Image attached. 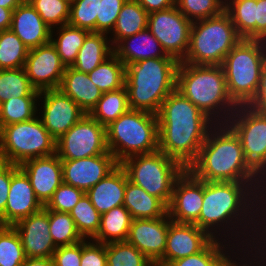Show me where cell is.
<instances>
[{
	"label": "cell",
	"mask_w": 266,
	"mask_h": 266,
	"mask_svg": "<svg viewBox=\"0 0 266 266\" xmlns=\"http://www.w3.org/2000/svg\"><path fill=\"white\" fill-rule=\"evenodd\" d=\"M38 111L37 115L55 140L86 114L72 98L58 88L40 91Z\"/></svg>",
	"instance_id": "cell-14"
},
{
	"label": "cell",
	"mask_w": 266,
	"mask_h": 266,
	"mask_svg": "<svg viewBox=\"0 0 266 266\" xmlns=\"http://www.w3.org/2000/svg\"><path fill=\"white\" fill-rule=\"evenodd\" d=\"M178 65L174 57L149 58L127 65L129 108L157 115L162 102L176 89Z\"/></svg>",
	"instance_id": "cell-5"
},
{
	"label": "cell",
	"mask_w": 266,
	"mask_h": 266,
	"mask_svg": "<svg viewBox=\"0 0 266 266\" xmlns=\"http://www.w3.org/2000/svg\"><path fill=\"white\" fill-rule=\"evenodd\" d=\"M21 266H54L52 258H26Z\"/></svg>",
	"instance_id": "cell-57"
},
{
	"label": "cell",
	"mask_w": 266,
	"mask_h": 266,
	"mask_svg": "<svg viewBox=\"0 0 266 266\" xmlns=\"http://www.w3.org/2000/svg\"><path fill=\"white\" fill-rule=\"evenodd\" d=\"M56 153V140L37 115L32 120L0 129V160L20 165L26 160Z\"/></svg>",
	"instance_id": "cell-10"
},
{
	"label": "cell",
	"mask_w": 266,
	"mask_h": 266,
	"mask_svg": "<svg viewBox=\"0 0 266 266\" xmlns=\"http://www.w3.org/2000/svg\"><path fill=\"white\" fill-rule=\"evenodd\" d=\"M247 106L255 111L266 113V61L262 67L258 90Z\"/></svg>",
	"instance_id": "cell-52"
},
{
	"label": "cell",
	"mask_w": 266,
	"mask_h": 266,
	"mask_svg": "<svg viewBox=\"0 0 266 266\" xmlns=\"http://www.w3.org/2000/svg\"><path fill=\"white\" fill-rule=\"evenodd\" d=\"M126 184L127 174L123 167L118 164L85 194L90 198L96 210L103 214L123 205Z\"/></svg>",
	"instance_id": "cell-24"
},
{
	"label": "cell",
	"mask_w": 266,
	"mask_h": 266,
	"mask_svg": "<svg viewBox=\"0 0 266 266\" xmlns=\"http://www.w3.org/2000/svg\"><path fill=\"white\" fill-rule=\"evenodd\" d=\"M171 221L168 213L155 219H133L126 241L156 265L163 258Z\"/></svg>",
	"instance_id": "cell-17"
},
{
	"label": "cell",
	"mask_w": 266,
	"mask_h": 266,
	"mask_svg": "<svg viewBox=\"0 0 266 266\" xmlns=\"http://www.w3.org/2000/svg\"><path fill=\"white\" fill-rule=\"evenodd\" d=\"M204 181L197 179L188 169L176 180L167 213L178 223H195L203 205Z\"/></svg>",
	"instance_id": "cell-15"
},
{
	"label": "cell",
	"mask_w": 266,
	"mask_h": 266,
	"mask_svg": "<svg viewBox=\"0 0 266 266\" xmlns=\"http://www.w3.org/2000/svg\"><path fill=\"white\" fill-rule=\"evenodd\" d=\"M81 256L82 241L70 246L57 247L52 259L54 266H80Z\"/></svg>",
	"instance_id": "cell-50"
},
{
	"label": "cell",
	"mask_w": 266,
	"mask_h": 266,
	"mask_svg": "<svg viewBox=\"0 0 266 266\" xmlns=\"http://www.w3.org/2000/svg\"><path fill=\"white\" fill-rule=\"evenodd\" d=\"M26 258L15 228L0 225V266H21Z\"/></svg>",
	"instance_id": "cell-42"
},
{
	"label": "cell",
	"mask_w": 266,
	"mask_h": 266,
	"mask_svg": "<svg viewBox=\"0 0 266 266\" xmlns=\"http://www.w3.org/2000/svg\"><path fill=\"white\" fill-rule=\"evenodd\" d=\"M27 258H52L57 249L49 231L48 209L43 207L13 225Z\"/></svg>",
	"instance_id": "cell-20"
},
{
	"label": "cell",
	"mask_w": 266,
	"mask_h": 266,
	"mask_svg": "<svg viewBox=\"0 0 266 266\" xmlns=\"http://www.w3.org/2000/svg\"><path fill=\"white\" fill-rule=\"evenodd\" d=\"M13 10L0 6V31L9 30L12 21Z\"/></svg>",
	"instance_id": "cell-56"
},
{
	"label": "cell",
	"mask_w": 266,
	"mask_h": 266,
	"mask_svg": "<svg viewBox=\"0 0 266 266\" xmlns=\"http://www.w3.org/2000/svg\"><path fill=\"white\" fill-rule=\"evenodd\" d=\"M257 0H227L225 11L242 39L256 40V13Z\"/></svg>",
	"instance_id": "cell-35"
},
{
	"label": "cell",
	"mask_w": 266,
	"mask_h": 266,
	"mask_svg": "<svg viewBox=\"0 0 266 266\" xmlns=\"http://www.w3.org/2000/svg\"><path fill=\"white\" fill-rule=\"evenodd\" d=\"M157 117L159 150L187 169L215 123L176 89L162 102Z\"/></svg>",
	"instance_id": "cell-2"
},
{
	"label": "cell",
	"mask_w": 266,
	"mask_h": 266,
	"mask_svg": "<svg viewBox=\"0 0 266 266\" xmlns=\"http://www.w3.org/2000/svg\"><path fill=\"white\" fill-rule=\"evenodd\" d=\"M84 194L83 190L63 182L44 207L48 210L70 213Z\"/></svg>",
	"instance_id": "cell-47"
},
{
	"label": "cell",
	"mask_w": 266,
	"mask_h": 266,
	"mask_svg": "<svg viewBox=\"0 0 266 266\" xmlns=\"http://www.w3.org/2000/svg\"><path fill=\"white\" fill-rule=\"evenodd\" d=\"M31 85L38 91L59 88L65 65L51 42L28 51L24 65Z\"/></svg>",
	"instance_id": "cell-16"
},
{
	"label": "cell",
	"mask_w": 266,
	"mask_h": 266,
	"mask_svg": "<svg viewBox=\"0 0 266 266\" xmlns=\"http://www.w3.org/2000/svg\"><path fill=\"white\" fill-rule=\"evenodd\" d=\"M127 0H99V16L96 32L110 35L115 27L119 12Z\"/></svg>",
	"instance_id": "cell-48"
},
{
	"label": "cell",
	"mask_w": 266,
	"mask_h": 266,
	"mask_svg": "<svg viewBox=\"0 0 266 266\" xmlns=\"http://www.w3.org/2000/svg\"><path fill=\"white\" fill-rule=\"evenodd\" d=\"M107 151L106 127L89 114L56 140V154L61 160L88 158Z\"/></svg>",
	"instance_id": "cell-12"
},
{
	"label": "cell",
	"mask_w": 266,
	"mask_h": 266,
	"mask_svg": "<svg viewBox=\"0 0 266 266\" xmlns=\"http://www.w3.org/2000/svg\"><path fill=\"white\" fill-rule=\"evenodd\" d=\"M214 238L193 223L171 221L163 258L155 266H167L174 260L202 251Z\"/></svg>",
	"instance_id": "cell-18"
},
{
	"label": "cell",
	"mask_w": 266,
	"mask_h": 266,
	"mask_svg": "<svg viewBox=\"0 0 266 266\" xmlns=\"http://www.w3.org/2000/svg\"><path fill=\"white\" fill-rule=\"evenodd\" d=\"M192 21L176 6L148 14L147 29L167 55L182 61L189 49Z\"/></svg>",
	"instance_id": "cell-13"
},
{
	"label": "cell",
	"mask_w": 266,
	"mask_h": 266,
	"mask_svg": "<svg viewBox=\"0 0 266 266\" xmlns=\"http://www.w3.org/2000/svg\"><path fill=\"white\" fill-rule=\"evenodd\" d=\"M239 249L230 242L214 238L202 251L174 260L167 266H227Z\"/></svg>",
	"instance_id": "cell-29"
},
{
	"label": "cell",
	"mask_w": 266,
	"mask_h": 266,
	"mask_svg": "<svg viewBox=\"0 0 266 266\" xmlns=\"http://www.w3.org/2000/svg\"><path fill=\"white\" fill-rule=\"evenodd\" d=\"M61 162L63 182L85 193L119 164L109 151L88 158Z\"/></svg>",
	"instance_id": "cell-19"
},
{
	"label": "cell",
	"mask_w": 266,
	"mask_h": 266,
	"mask_svg": "<svg viewBox=\"0 0 266 266\" xmlns=\"http://www.w3.org/2000/svg\"><path fill=\"white\" fill-rule=\"evenodd\" d=\"M148 13L136 0H127L109 36L114 48L122 39L147 29ZM113 36V37H112Z\"/></svg>",
	"instance_id": "cell-30"
},
{
	"label": "cell",
	"mask_w": 266,
	"mask_h": 266,
	"mask_svg": "<svg viewBox=\"0 0 266 266\" xmlns=\"http://www.w3.org/2000/svg\"><path fill=\"white\" fill-rule=\"evenodd\" d=\"M21 3H30L32 0H19Z\"/></svg>",
	"instance_id": "cell-59"
},
{
	"label": "cell",
	"mask_w": 266,
	"mask_h": 266,
	"mask_svg": "<svg viewBox=\"0 0 266 266\" xmlns=\"http://www.w3.org/2000/svg\"><path fill=\"white\" fill-rule=\"evenodd\" d=\"M89 33L90 31L86 29L73 27L69 24L51 29L50 42L56 48L65 67H71L74 64L78 51Z\"/></svg>",
	"instance_id": "cell-32"
},
{
	"label": "cell",
	"mask_w": 266,
	"mask_h": 266,
	"mask_svg": "<svg viewBox=\"0 0 266 266\" xmlns=\"http://www.w3.org/2000/svg\"><path fill=\"white\" fill-rule=\"evenodd\" d=\"M88 76L103 93L114 91L125 86L126 66L113 53Z\"/></svg>",
	"instance_id": "cell-34"
},
{
	"label": "cell",
	"mask_w": 266,
	"mask_h": 266,
	"mask_svg": "<svg viewBox=\"0 0 266 266\" xmlns=\"http://www.w3.org/2000/svg\"><path fill=\"white\" fill-rule=\"evenodd\" d=\"M266 61V41L241 39L226 55L224 71L230 98L239 106L247 105L255 96Z\"/></svg>",
	"instance_id": "cell-7"
},
{
	"label": "cell",
	"mask_w": 266,
	"mask_h": 266,
	"mask_svg": "<svg viewBox=\"0 0 266 266\" xmlns=\"http://www.w3.org/2000/svg\"><path fill=\"white\" fill-rule=\"evenodd\" d=\"M229 266H266V260L258 258L249 249H239L230 259Z\"/></svg>",
	"instance_id": "cell-53"
},
{
	"label": "cell",
	"mask_w": 266,
	"mask_h": 266,
	"mask_svg": "<svg viewBox=\"0 0 266 266\" xmlns=\"http://www.w3.org/2000/svg\"><path fill=\"white\" fill-rule=\"evenodd\" d=\"M126 87L104 92L89 115L103 126H108L129 110Z\"/></svg>",
	"instance_id": "cell-33"
},
{
	"label": "cell",
	"mask_w": 266,
	"mask_h": 266,
	"mask_svg": "<svg viewBox=\"0 0 266 266\" xmlns=\"http://www.w3.org/2000/svg\"><path fill=\"white\" fill-rule=\"evenodd\" d=\"M89 114L96 106L103 92L90 80L88 74L66 67L59 88Z\"/></svg>",
	"instance_id": "cell-26"
},
{
	"label": "cell",
	"mask_w": 266,
	"mask_h": 266,
	"mask_svg": "<svg viewBox=\"0 0 266 266\" xmlns=\"http://www.w3.org/2000/svg\"><path fill=\"white\" fill-rule=\"evenodd\" d=\"M107 266H155L127 241L106 244Z\"/></svg>",
	"instance_id": "cell-41"
},
{
	"label": "cell",
	"mask_w": 266,
	"mask_h": 266,
	"mask_svg": "<svg viewBox=\"0 0 266 266\" xmlns=\"http://www.w3.org/2000/svg\"><path fill=\"white\" fill-rule=\"evenodd\" d=\"M11 163L0 160V225L4 226V211L10 191Z\"/></svg>",
	"instance_id": "cell-51"
},
{
	"label": "cell",
	"mask_w": 266,
	"mask_h": 266,
	"mask_svg": "<svg viewBox=\"0 0 266 266\" xmlns=\"http://www.w3.org/2000/svg\"><path fill=\"white\" fill-rule=\"evenodd\" d=\"M149 14L175 6V0H136Z\"/></svg>",
	"instance_id": "cell-55"
},
{
	"label": "cell",
	"mask_w": 266,
	"mask_h": 266,
	"mask_svg": "<svg viewBox=\"0 0 266 266\" xmlns=\"http://www.w3.org/2000/svg\"><path fill=\"white\" fill-rule=\"evenodd\" d=\"M43 207L35 195L28 176L18 165L11 164V183L4 211V226H13Z\"/></svg>",
	"instance_id": "cell-21"
},
{
	"label": "cell",
	"mask_w": 266,
	"mask_h": 266,
	"mask_svg": "<svg viewBox=\"0 0 266 266\" xmlns=\"http://www.w3.org/2000/svg\"><path fill=\"white\" fill-rule=\"evenodd\" d=\"M20 4L21 2L19 0H0L1 7L11 10H14Z\"/></svg>",
	"instance_id": "cell-58"
},
{
	"label": "cell",
	"mask_w": 266,
	"mask_h": 266,
	"mask_svg": "<svg viewBox=\"0 0 266 266\" xmlns=\"http://www.w3.org/2000/svg\"><path fill=\"white\" fill-rule=\"evenodd\" d=\"M38 99L39 97H17L2 102L0 129L35 118L38 113Z\"/></svg>",
	"instance_id": "cell-37"
},
{
	"label": "cell",
	"mask_w": 266,
	"mask_h": 266,
	"mask_svg": "<svg viewBox=\"0 0 266 266\" xmlns=\"http://www.w3.org/2000/svg\"><path fill=\"white\" fill-rule=\"evenodd\" d=\"M255 20L256 40L266 41V0H257Z\"/></svg>",
	"instance_id": "cell-54"
},
{
	"label": "cell",
	"mask_w": 266,
	"mask_h": 266,
	"mask_svg": "<svg viewBox=\"0 0 266 266\" xmlns=\"http://www.w3.org/2000/svg\"><path fill=\"white\" fill-rule=\"evenodd\" d=\"M71 0H32L30 4L51 28L68 24Z\"/></svg>",
	"instance_id": "cell-43"
},
{
	"label": "cell",
	"mask_w": 266,
	"mask_h": 266,
	"mask_svg": "<svg viewBox=\"0 0 266 266\" xmlns=\"http://www.w3.org/2000/svg\"><path fill=\"white\" fill-rule=\"evenodd\" d=\"M1 106H2V102L0 101V114H1Z\"/></svg>",
	"instance_id": "cell-60"
},
{
	"label": "cell",
	"mask_w": 266,
	"mask_h": 266,
	"mask_svg": "<svg viewBox=\"0 0 266 266\" xmlns=\"http://www.w3.org/2000/svg\"><path fill=\"white\" fill-rule=\"evenodd\" d=\"M119 164L129 181L161 199L167 206L176 180L186 170L181 163L160 150L127 157Z\"/></svg>",
	"instance_id": "cell-9"
},
{
	"label": "cell",
	"mask_w": 266,
	"mask_h": 266,
	"mask_svg": "<svg viewBox=\"0 0 266 266\" xmlns=\"http://www.w3.org/2000/svg\"><path fill=\"white\" fill-rule=\"evenodd\" d=\"M10 30L29 50L48 44L51 39V28L30 3H21L13 10Z\"/></svg>",
	"instance_id": "cell-23"
},
{
	"label": "cell",
	"mask_w": 266,
	"mask_h": 266,
	"mask_svg": "<svg viewBox=\"0 0 266 266\" xmlns=\"http://www.w3.org/2000/svg\"><path fill=\"white\" fill-rule=\"evenodd\" d=\"M249 250L258 258L266 260V187L258 193L255 232Z\"/></svg>",
	"instance_id": "cell-46"
},
{
	"label": "cell",
	"mask_w": 266,
	"mask_h": 266,
	"mask_svg": "<svg viewBox=\"0 0 266 266\" xmlns=\"http://www.w3.org/2000/svg\"><path fill=\"white\" fill-rule=\"evenodd\" d=\"M175 6L192 22L219 15L225 10L224 0H175Z\"/></svg>",
	"instance_id": "cell-44"
},
{
	"label": "cell",
	"mask_w": 266,
	"mask_h": 266,
	"mask_svg": "<svg viewBox=\"0 0 266 266\" xmlns=\"http://www.w3.org/2000/svg\"><path fill=\"white\" fill-rule=\"evenodd\" d=\"M123 206L133 219H155L167 214L168 206L156 196L128 180Z\"/></svg>",
	"instance_id": "cell-27"
},
{
	"label": "cell",
	"mask_w": 266,
	"mask_h": 266,
	"mask_svg": "<svg viewBox=\"0 0 266 266\" xmlns=\"http://www.w3.org/2000/svg\"><path fill=\"white\" fill-rule=\"evenodd\" d=\"M80 266H107L106 244L92 239L82 240V256Z\"/></svg>",
	"instance_id": "cell-49"
},
{
	"label": "cell",
	"mask_w": 266,
	"mask_h": 266,
	"mask_svg": "<svg viewBox=\"0 0 266 266\" xmlns=\"http://www.w3.org/2000/svg\"><path fill=\"white\" fill-rule=\"evenodd\" d=\"M24 68L0 70V101L17 97H39Z\"/></svg>",
	"instance_id": "cell-36"
},
{
	"label": "cell",
	"mask_w": 266,
	"mask_h": 266,
	"mask_svg": "<svg viewBox=\"0 0 266 266\" xmlns=\"http://www.w3.org/2000/svg\"><path fill=\"white\" fill-rule=\"evenodd\" d=\"M113 49L125 66L149 58L172 57L148 29L122 39Z\"/></svg>",
	"instance_id": "cell-25"
},
{
	"label": "cell",
	"mask_w": 266,
	"mask_h": 266,
	"mask_svg": "<svg viewBox=\"0 0 266 266\" xmlns=\"http://www.w3.org/2000/svg\"><path fill=\"white\" fill-rule=\"evenodd\" d=\"M106 144L118 163L133 155L159 150L157 115L129 109L106 126Z\"/></svg>",
	"instance_id": "cell-6"
},
{
	"label": "cell",
	"mask_w": 266,
	"mask_h": 266,
	"mask_svg": "<svg viewBox=\"0 0 266 266\" xmlns=\"http://www.w3.org/2000/svg\"><path fill=\"white\" fill-rule=\"evenodd\" d=\"M19 167L28 176L37 199L45 206L63 183L61 159L55 153L26 160Z\"/></svg>",
	"instance_id": "cell-22"
},
{
	"label": "cell",
	"mask_w": 266,
	"mask_h": 266,
	"mask_svg": "<svg viewBox=\"0 0 266 266\" xmlns=\"http://www.w3.org/2000/svg\"><path fill=\"white\" fill-rule=\"evenodd\" d=\"M265 187L266 182L204 181L203 205L194 224L213 238L230 242L238 249H249L255 232L258 193Z\"/></svg>",
	"instance_id": "cell-1"
},
{
	"label": "cell",
	"mask_w": 266,
	"mask_h": 266,
	"mask_svg": "<svg viewBox=\"0 0 266 266\" xmlns=\"http://www.w3.org/2000/svg\"><path fill=\"white\" fill-rule=\"evenodd\" d=\"M176 90L215 124H226L237 104L230 98L224 71L218 65L179 62Z\"/></svg>",
	"instance_id": "cell-4"
},
{
	"label": "cell",
	"mask_w": 266,
	"mask_h": 266,
	"mask_svg": "<svg viewBox=\"0 0 266 266\" xmlns=\"http://www.w3.org/2000/svg\"><path fill=\"white\" fill-rule=\"evenodd\" d=\"M226 124L239 137L249 165L266 181V113L239 105Z\"/></svg>",
	"instance_id": "cell-11"
},
{
	"label": "cell",
	"mask_w": 266,
	"mask_h": 266,
	"mask_svg": "<svg viewBox=\"0 0 266 266\" xmlns=\"http://www.w3.org/2000/svg\"><path fill=\"white\" fill-rule=\"evenodd\" d=\"M76 229L83 239H93L100 228L101 214L84 194L77 205L70 211Z\"/></svg>",
	"instance_id": "cell-39"
},
{
	"label": "cell",
	"mask_w": 266,
	"mask_h": 266,
	"mask_svg": "<svg viewBox=\"0 0 266 266\" xmlns=\"http://www.w3.org/2000/svg\"><path fill=\"white\" fill-rule=\"evenodd\" d=\"M49 231L56 247L70 246L84 240L69 213L48 210Z\"/></svg>",
	"instance_id": "cell-40"
},
{
	"label": "cell",
	"mask_w": 266,
	"mask_h": 266,
	"mask_svg": "<svg viewBox=\"0 0 266 266\" xmlns=\"http://www.w3.org/2000/svg\"><path fill=\"white\" fill-rule=\"evenodd\" d=\"M242 38L229 14L194 21L190 31L189 49L181 61L193 65H218Z\"/></svg>",
	"instance_id": "cell-8"
},
{
	"label": "cell",
	"mask_w": 266,
	"mask_h": 266,
	"mask_svg": "<svg viewBox=\"0 0 266 266\" xmlns=\"http://www.w3.org/2000/svg\"><path fill=\"white\" fill-rule=\"evenodd\" d=\"M113 53L114 49L108 34L90 32L86 36L71 67L79 72L89 74Z\"/></svg>",
	"instance_id": "cell-28"
},
{
	"label": "cell",
	"mask_w": 266,
	"mask_h": 266,
	"mask_svg": "<svg viewBox=\"0 0 266 266\" xmlns=\"http://www.w3.org/2000/svg\"><path fill=\"white\" fill-rule=\"evenodd\" d=\"M97 16L99 0H71L69 25L96 32Z\"/></svg>",
	"instance_id": "cell-45"
},
{
	"label": "cell",
	"mask_w": 266,
	"mask_h": 266,
	"mask_svg": "<svg viewBox=\"0 0 266 266\" xmlns=\"http://www.w3.org/2000/svg\"><path fill=\"white\" fill-rule=\"evenodd\" d=\"M28 51L10 29L0 31V70L24 68Z\"/></svg>",
	"instance_id": "cell-38"
},
{
	"label": "cell",
	"mask_w": 266,
	"mask_h": 266,
	"mask_svg": "<svg viewBox=\"0 0 266 266\" xmlns=\"http://www.w3.org/2000/svg\"><path fill=\"white\" fill-rule=\"evenodd\" d=\"M208 182H266L247 162L241 141L227 124L208 132L197 159L187 168Z\"/></svg>",
	"instance_id": "cell-3"
},
{
	"label": "cell",
	"mask_w": 266,
	"mask_h": 266,
	"mask_svg": "<svg viewBox=\"0 0 266 266\" xmlns=\"http://www.w3.org/2000/svg\"><path fill=\"white\" fill-rule=\"evenodd\" d=\"M132 220L123 205L115 207L101 214L99 231L92 240L103 244L126 241Z\"/></svg>",
	"instance_id": "cell-31"
}]
</instances>
